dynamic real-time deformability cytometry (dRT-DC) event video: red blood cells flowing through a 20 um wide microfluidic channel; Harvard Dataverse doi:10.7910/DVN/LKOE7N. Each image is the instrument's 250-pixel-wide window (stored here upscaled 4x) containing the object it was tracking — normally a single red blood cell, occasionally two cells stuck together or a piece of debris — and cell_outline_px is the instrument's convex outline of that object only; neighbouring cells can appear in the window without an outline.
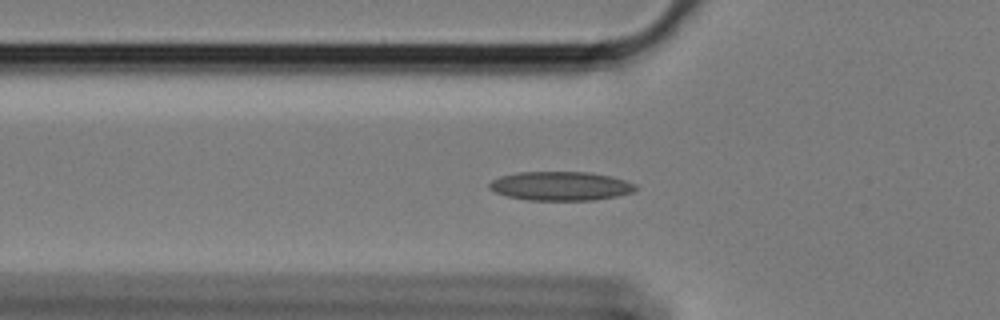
{"species": "Egyptian fruit bat (a non-hibernating species)", "species_latin": "Rousettus aegyptiacus", "temperature_condition": "cold", "stored_images_in_passage": 37, "camera_frame_rate_fps": 3000, "um_per_image_px": 0.085, "animal": {"sex": "female"}, "frame": {"image": 1, "passage_image": 2, "time_ms": 0.333, "image_size_px": [1000, 320], "cell_outline_px": [[636, 188], [632, 192], [616, 196], [592, 200], [528, 200], [508, 196], [496, 192], [488, 188], [488, 184], [492, 180], [500, 176], [516, 172], [588, 172], [612, 176], [636, 184]], "centroid_in_image_um": [47.63, 15.8], "position_along_channel_um": 78.2, "area_um2": 24.62}}
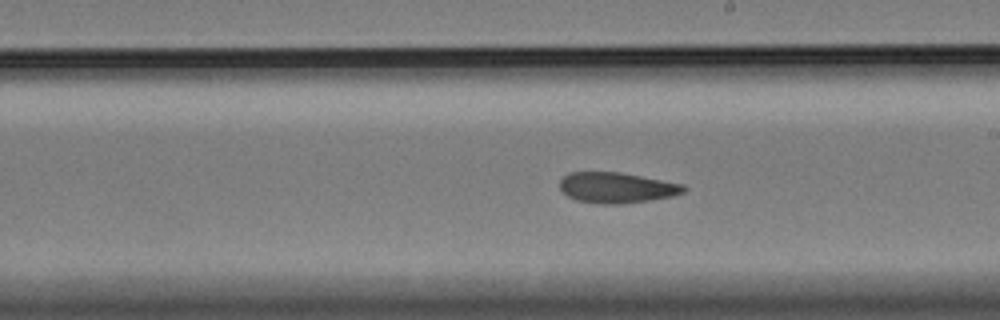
{"frame": {"image": 2, "passage_image": 16, "time_ms": 5.0, "image_size_px": [1000, 320], "cell_outline_px": [[688, 188], [684, 192], [672, 196], [624, 204], [600, 204], [576, 200], [560, 192], [560, 180], [568, 172], [620, 172], [684, 184]], "centroid_in_image_um": [52.4, 15.95], "position_along_channel_um": 236.6, "area_um2": 22.25}}
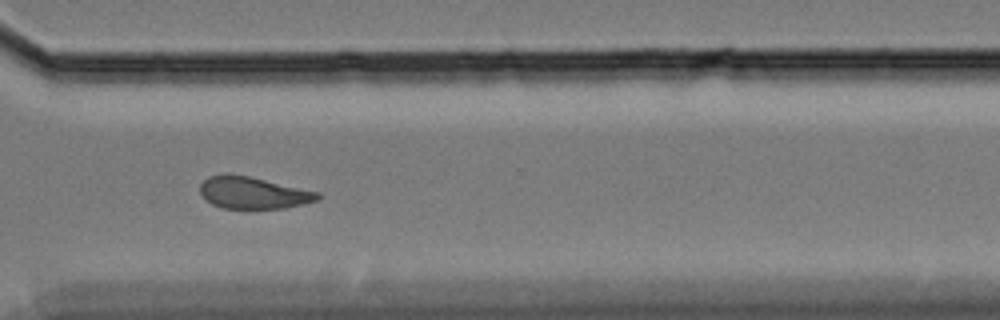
{"frame": {"image": 3, "passage_image": 26, "time_ms": 8.333, "image_size_px": [1000, 320], "cell_outline_px": [[320, 200], [284, 208], [224, 208], [212, 204], [204, 200], [200, 192], [200, 184], [208, 176], [248, 176], [320, 192]], "centroid_in_image_um": [21.54, 16.41], "position_along_channel_um": 349.1, "area_um2": 21.44}, "authors_computed_cell_mechanics": {"area_um2": 22.253, "velocity_mm_per_s": 3.3786, "shape_relaxation_time_tau1_ms": null, "shape_relaxation_time_tau2_ms": 8.4439, "deformation_change_tau1": null, "deformation_change_tau2": 0.1698}}